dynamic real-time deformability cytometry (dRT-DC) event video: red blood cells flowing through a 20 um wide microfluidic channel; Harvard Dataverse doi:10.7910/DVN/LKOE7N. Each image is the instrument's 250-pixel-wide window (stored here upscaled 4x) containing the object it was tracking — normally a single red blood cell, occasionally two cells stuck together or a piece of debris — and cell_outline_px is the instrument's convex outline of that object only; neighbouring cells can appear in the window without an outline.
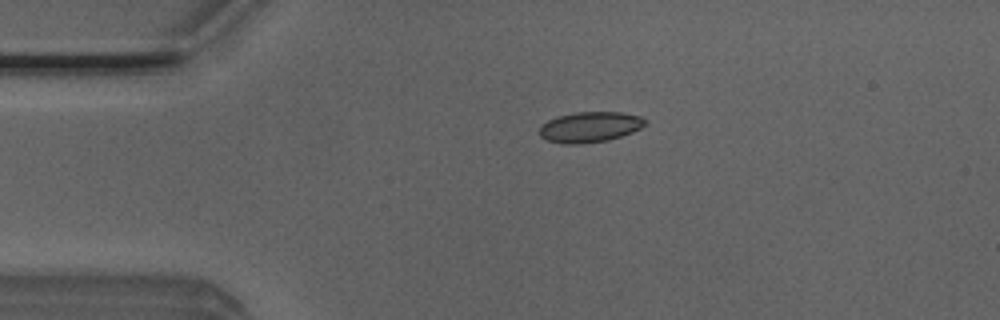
{"species": "Egyptian fruit bat (a non-hibernating species)", "species_latin": "Rousettus aegyptiacus", "temperature_condition": "room temperature", "stored_images_in_passage": 2, "camera_frame_rate_fps": 3000, "um_per_image_px": 0.085, "animal": {"sex": "male"}, "frame": {"image": 1, "passage_image": 1, "time_ms": 0.0, "image_size_px": [1000, 320], "cell_outline_px": [[648, 124], [632, 132], [608, 140], [580, 144], [564, 144], [548, 140], [540, 136], [540, 128], [548, 120], [556, 116], [576, 112], [624, 112], [640, 116], [648, 120]], "centroid_in_image_um": [50.18, 10.78], "position_along_channel_um": 34.8, "area_um2": 18.84}}